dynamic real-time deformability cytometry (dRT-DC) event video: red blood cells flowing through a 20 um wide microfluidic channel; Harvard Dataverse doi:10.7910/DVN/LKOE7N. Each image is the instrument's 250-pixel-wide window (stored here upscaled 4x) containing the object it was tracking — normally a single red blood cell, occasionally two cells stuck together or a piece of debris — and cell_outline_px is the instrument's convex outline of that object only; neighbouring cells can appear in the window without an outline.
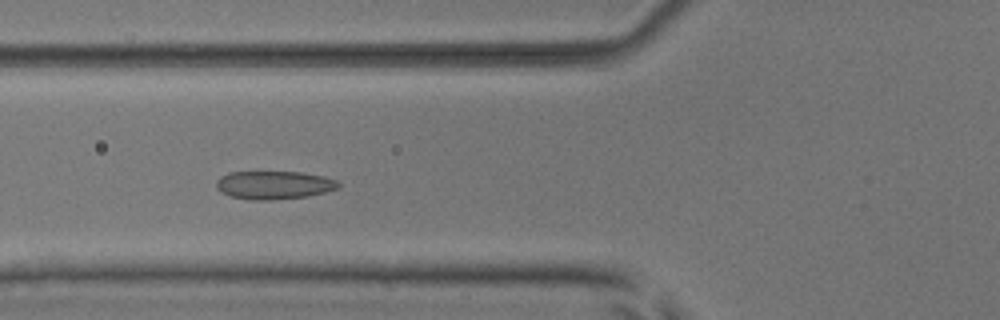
{"species": "common noctule bat (a hibernating species)", "species_latin": "Nyctalus noctula", "temperature_condition": "room temperature", "stored_images_in_passage": 51, "camera_frame_rate_fps": 3000, "um_per_image_px": 0.085, "animal": {"sex": "male", "body_mass_g": 17.9, "forearm_length_mm": 54.2}, "frame": {"image": 1, "passage_image": 18, "time_ms": 5.667, "image_size_px": [1000, 320], "cell_outline_px": [[340, 184], [336, 188], [324, 192], [308, 196], [272, 200], [252, 200], [232, 196], [220, 192], [216, 188], [216, 180], [220, 176], [228, 172], [300, 172], [324, 176], [336, 180]], "centroid_in_image_um": [23.24, 15.72], "position_along_channel_um": 102.6, "area_um2": 20.06}}
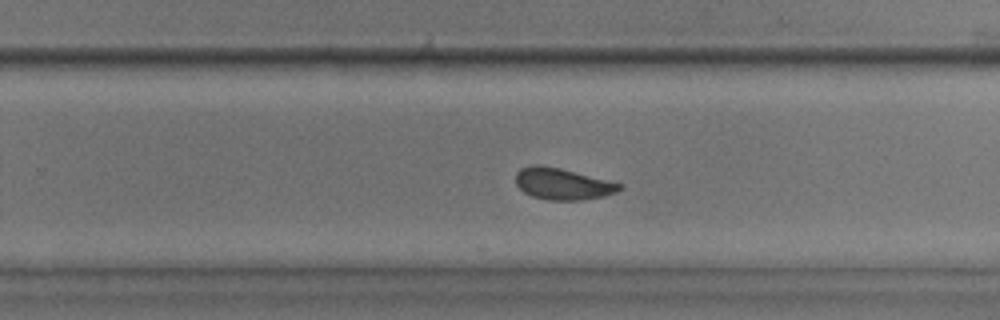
{"frame": {"image": 2, "passage_image": 32, "time_ms": 10.333, "image_size_px": [1000, 320], "cell_outline_px": [[624, 184], [616, 192], [604, 196], [584, 200], [548, 200], [532, 196], [524, 192], [516, 184], [516, 172], [520, 168], [532, 164], [540, 164], [560, 168]], "centroid_in_image_um": [47.8, 15.62], "position_along_channel_um": 282.0, "area_um2": 19.13}}
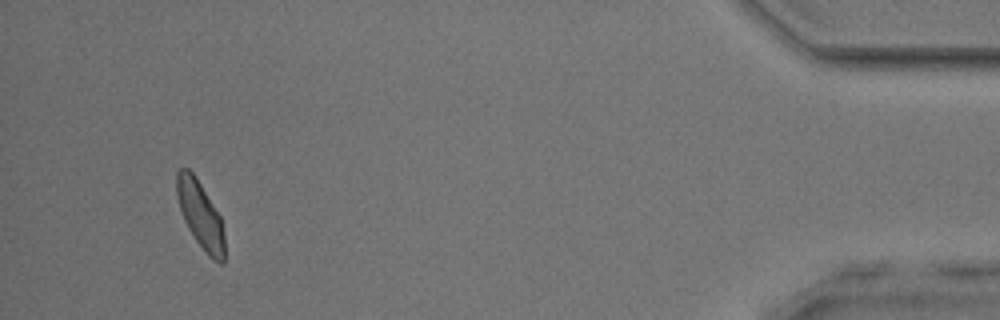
{"frame": {"image": 3, "passage_image": 48, "time_ms": 15.667, "image_size_px": [1000, 320], "cell_outline_px": [[224, 264], [220, 264], [212, 260], [208, 256], [196, 240], [188, 228], [184, 220], [176, 196], [176, 172], [180, 168], [188, 168], [196, 176], [220, 216], [224, 232]], "centroid_in_image_um": [17.03, 18.26], "position_along_channel_um": 418.2, "area_um2": 18.73}, "authors_computed_cell_mechanics": {"area_um2": 19.7676, "velocity_mm_per_s": 3.8598, "shape_relaxation_time_tau1_ms": 3.2148, "shape_relaxation_time_tau2_ms": 1.2078, "deformation_change_tau1": 0.0898, "deformation_change_tau2": 0.0742}}